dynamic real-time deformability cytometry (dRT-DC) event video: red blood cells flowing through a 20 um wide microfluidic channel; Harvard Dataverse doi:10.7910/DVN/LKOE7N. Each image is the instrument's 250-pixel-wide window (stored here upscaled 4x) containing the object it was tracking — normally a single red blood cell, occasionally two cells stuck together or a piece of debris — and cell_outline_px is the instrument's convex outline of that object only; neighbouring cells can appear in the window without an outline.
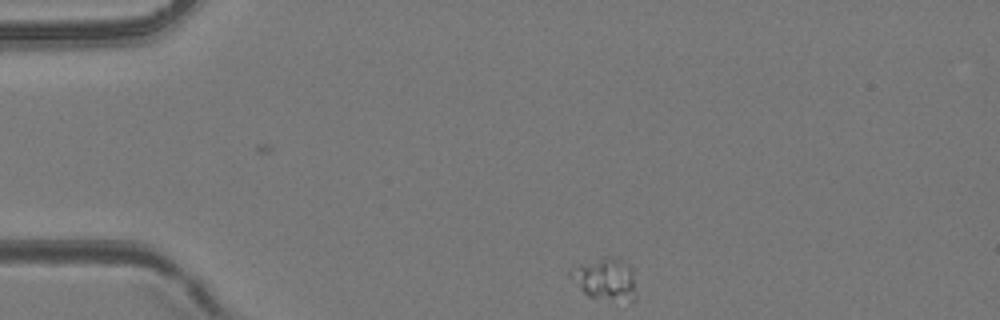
{"species": "common noctule bat (a hibernating species)", "species_latin": "Nyctalus noctula", "temperature_condition": "room temperature", "stored_images_in_passage": 40, "camera_frame_rate_fps": 3000, "um_per_image_px": 0.085, "animal": {"sex": "female", "body_mass_g": 24.6, "forearm_length_mm": 56.2}, "frame": {"image": 1, "passage_image": 1, "time_ms": 0.0, "image_size_px": [1000, 320], "cell_outline_px": [[636, 300], [632, 304], [588, 296], [568, 276], [568, 268], [572, 264], [604, 256], [620, 260], [628, 264], [632, 272], [636, 292]], "centroid_in_image_um": [51.41, 23.73], "position_along_channel_um": 33.6, "area_um2": 16.76}}
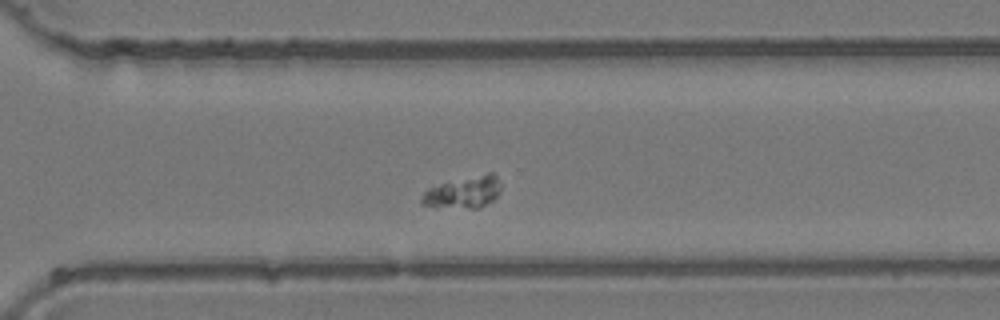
{"frame": {"image": 2, "passage_image": 26, "time_ms": 8.333, "image_size_px": [1000, 320], "cell_outline_px": [[500, 192], [492, 200], [476, 208], [468, 208], [424, 204], [420, 200], [420, 196], [428, 188], [440, 184], [488, 172], [492, 172], [496, 176], [500, 184]], "centroid_in_image_um": [39.42, 16.31], "position_along_channel_um": 331.2, "area_um2": 14.1}}
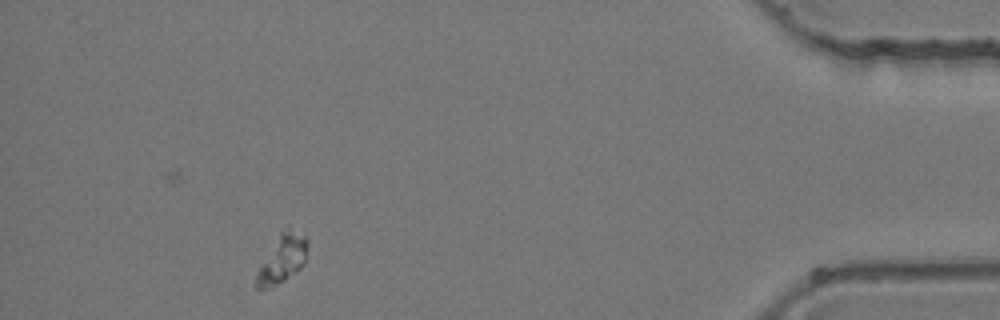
{"frame": {"image": 3, "passage_image": 36, "time_ms": 11.667, "image_size_px": [1000, 320], "cell_outline_px": [[308, 248], [304, 264], [300, 268], [284, 280], [264, 288], [256, 288], [256, 276], [260, 268], [280, 232], [288, 224], [304, 236], [308, 240]], "centroid_in_image_um": [24.06, 21.92], "position_along_channel_um": 411.1, "area_um2": 13.81}}